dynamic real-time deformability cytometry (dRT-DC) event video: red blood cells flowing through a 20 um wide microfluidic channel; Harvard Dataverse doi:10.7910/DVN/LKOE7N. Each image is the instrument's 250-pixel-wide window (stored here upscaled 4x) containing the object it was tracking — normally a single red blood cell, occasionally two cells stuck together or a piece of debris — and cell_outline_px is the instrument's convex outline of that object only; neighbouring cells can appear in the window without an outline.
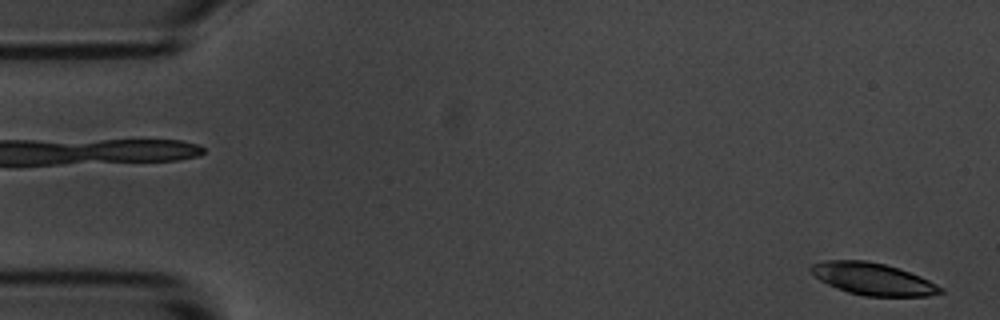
{"species": "common noctule bat (a hibernating species)", "species_latin": "Nyctalus noctula", "temperature_condition": "room temperature", "stored_images_in_passage": 6, "camera_frame_rate_fps": 3000, "um_per_image_px": 0.085, "animal": {"sex": "male", "body_mass_g": 20.1, "forearm_length_mm": 53.5}, "frame": {"image": 1, "passage_image": 6, "time_ms": 6.667, "image_size_px": [1000, 320], "cell_outline_px": [[944, 292], [928, 296], [864, 296], [848, 292], [836, 288], [820, 280], [808, 268], [812, 264], [824, 260], [864, 260], [884, 264], [920, 276], [944, 288]], "centroid_in_image_um": [74.19, 23.71], "position_along_channel_um": 10.8, "area_um2": 24.04}}